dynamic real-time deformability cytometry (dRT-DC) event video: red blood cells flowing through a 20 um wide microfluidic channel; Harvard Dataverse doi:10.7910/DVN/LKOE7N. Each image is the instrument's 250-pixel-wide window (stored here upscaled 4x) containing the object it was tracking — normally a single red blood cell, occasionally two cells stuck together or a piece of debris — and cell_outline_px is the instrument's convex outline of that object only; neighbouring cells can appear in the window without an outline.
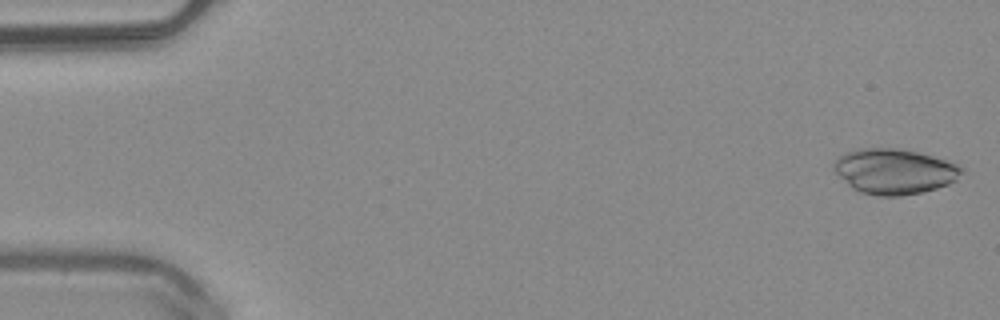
{"species": "common noctule bat (a hibernating species)", "species_latin": "Nyctalus noctula", "temperature_condition": "warm", "stored_images_in_passage": 23, "camera_frame_rate_fps": 3000, "um_per_image_px": 0.085, "animal": {"sex": "male", "body_mass_g": 20.4}, "frame": {"image": 1, "passage_image": 1, "time_ms": 0.0, "image_size_px": [1000, 320], "cell_outline_px": [[964, 168], [956, 180], [948, 184], [924, 192], [900, 196], [876, 196], [860, 192], [852, 188], [832, 168], [832, 164], [836, 156], [844, 152], [856, 148], [900, 148], [932, 156], [956, 164]], "centroid_in_image_um": [75.96, 14.56], "position_along_channel_um": 9.0, "area_um2": 33.87}}
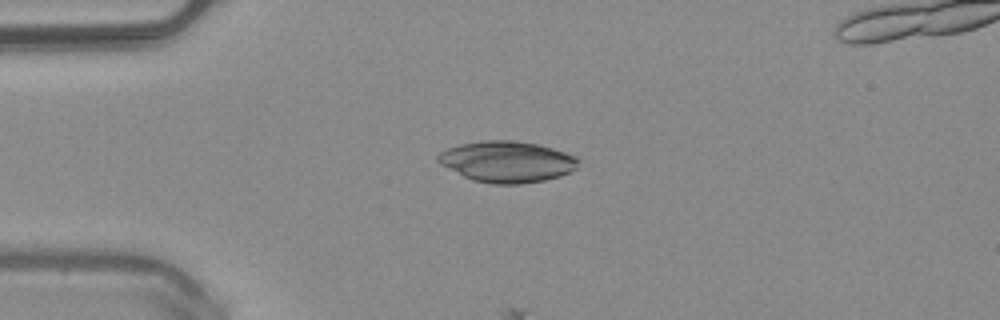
{"frame": {"image": 2, "passage_image": 12, "time_ms": 3.667, "image_size_px": [1000, 320], "cell_outline_px": [[580, 160], [576, 168], [560, 176], [544, 180], [520, 184], [492, 184], [472, 180], [440, 164], [436, 160], [436, 156], [440, 152], [448, 148], [460, 144], [480, 140], [512, 140], [536, 144], [552, 148], [576, 156]], "centroid_in_image_um": [43.08, 13.74], "position_along_channel_um": 41.9, "area_um2": 33.64}}